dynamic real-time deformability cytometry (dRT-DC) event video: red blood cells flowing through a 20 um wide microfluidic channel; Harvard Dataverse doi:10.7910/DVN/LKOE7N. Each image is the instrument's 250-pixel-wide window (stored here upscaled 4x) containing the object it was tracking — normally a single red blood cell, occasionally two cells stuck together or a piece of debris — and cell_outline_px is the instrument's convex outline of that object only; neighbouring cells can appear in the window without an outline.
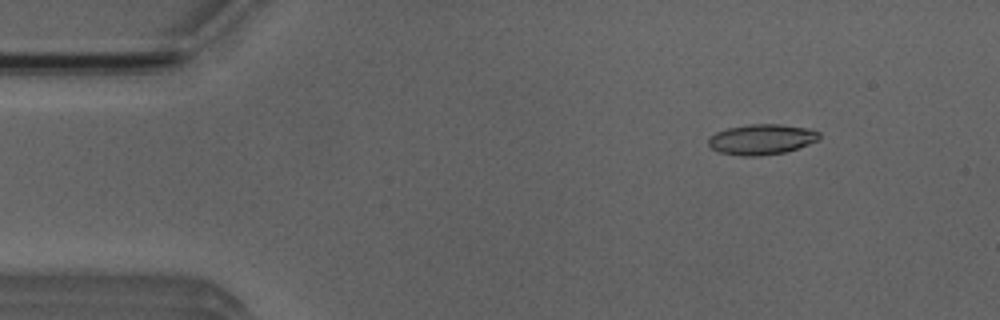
{"species": "Egyptian fruit bat (a non-hibernating species)", "species_latin": "Rousettus aegyptiacus", "temperature_condition": "room temperature", "stored_images_in_passage": 47, "camera_frame_rate_fps": 3000, "um_per_image_px": 0.085, "animal": {"sex": "male"}, "frame": {"image": 1, "passage_image": 2, "time_ms": 0.333, "image_size_px": [1000, 320], "cell_outline_px": [[820, 140], [784, 152], [760, 156], [744, 156], [720, 152], [712, 148], [708, 144], [708, 136], [716, 132], [728, 128], [748, 124], [780, 124], [808, 128], [820, 132]], "centroid_in_image_um": [64.74, 11.84], "position_along_channel_um": 20.3, "area_um2": 19.65}}
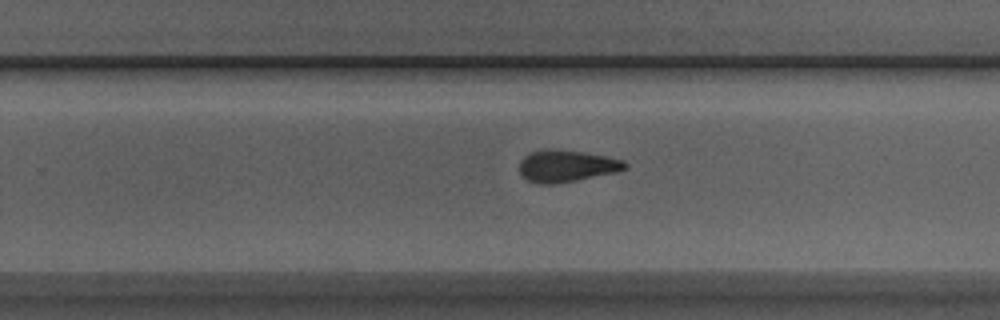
{"frame": {"image": 2, "passage_image": 28, "time_ms": 9.0, "image_size_px": [1000, 320], "cell_outline_px": [[628, 168], [620, 172], [576, 180], [552, 184], [540, 184], [528, 180], [520, 172], [520, 160], [524, 156], [532, 152], [548, 148], [556, 148], [584, 152], [624, 160], [628, 164]], "centroid_in_image_um": [48.2, 14.1], "position_along_channel_um": 281.6, "area_um2": 19.77}}
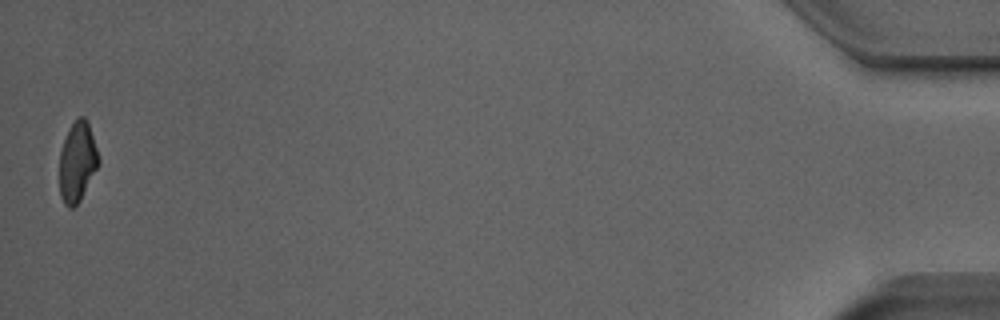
{"frame": {"image": 3, "passage_image": 47, "time_ms": 15.333, "image_size_px": [1000, 320], "cell_outline_px": [[100, 160], [80, 200], [72, 208], [68, 208], [64, 204], [60, 196], [60, 152], [68, 128], [80, 116], [84, 116], [88, 120]], "centroid_in_image_um": [6.56, 13.74], "position_along_channel_um": 428.6, "area_um2": 17.98}, "authors_computed_cell_mechanics": {"area_um2": 19.652, "velocity_mm_per_s": 3.9272, "shape_relaxation_time_tau1_ms": 8.5786, "shape_relaxation_time_tau2_ms": 3.0385, "deformation_change_tau1": 0.2248, "deformation_change_tau2": 0.1148}}